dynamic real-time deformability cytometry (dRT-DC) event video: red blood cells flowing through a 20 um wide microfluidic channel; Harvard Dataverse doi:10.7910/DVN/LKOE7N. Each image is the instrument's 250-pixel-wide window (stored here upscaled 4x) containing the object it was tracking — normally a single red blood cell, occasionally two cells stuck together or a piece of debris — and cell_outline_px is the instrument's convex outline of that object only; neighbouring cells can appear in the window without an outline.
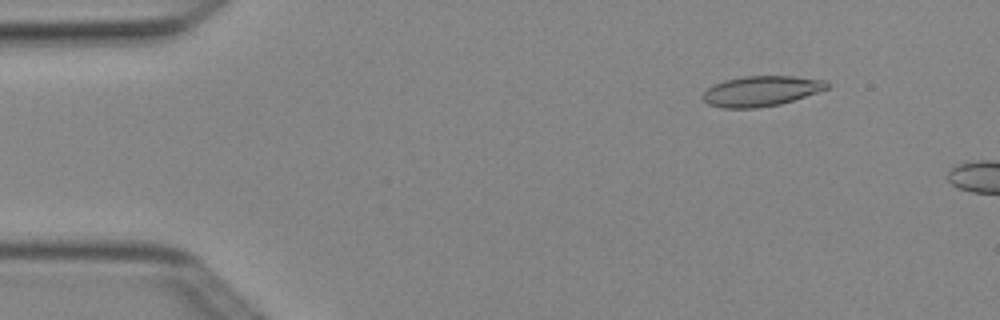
{"species": "Egyptian fruit bat (a non-hibernating species)", "species_latin": "Rousettus aegyptiacus", "temperature_condition": "cold", "stored_images_in_passage": 3, "camera_frame_rate_fps": 3000, "um_per_image_px": 0.085, "animal": {"sex": "female"}, "frame": {"image": 1, "passage_image": 1, "time_ms": 0.0, "image_size_px": [1000, 320], "cell_outline_px": [[832, 84], [828, 88], [780, 104], [756, 108], [724, 108], [708, 104], [700, 96], [708, 88], [724, 80], [744, 76], [792, 76], [828, 80]], "centroid_in_image_um": [64.71, 7.73], "position_along_channel_um": 20.3, "area_um2": 21.85}}